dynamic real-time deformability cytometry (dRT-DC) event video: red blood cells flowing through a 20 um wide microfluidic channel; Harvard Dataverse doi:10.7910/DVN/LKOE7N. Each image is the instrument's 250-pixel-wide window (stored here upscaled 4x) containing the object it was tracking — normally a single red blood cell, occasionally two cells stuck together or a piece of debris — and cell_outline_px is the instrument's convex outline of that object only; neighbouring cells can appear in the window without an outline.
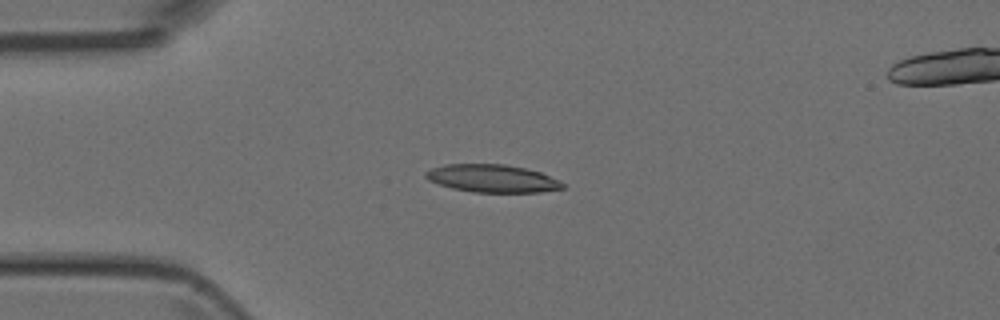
{"species": "Egyptian fruit bat (a non-hibernating species)", "species_latin": "Rousettus aegyptiacus", "temperature_condition": "room temperature", "stored_images_in_passage": 5, "camera_frame_rate_fps": 3000, "um_per_image_px": 0.085, "animal": {"sex": "female"}, "frame": {"image": 1, "passage_image": 2, "time_ms": 1.0, "image_size_px": [1000, 320], "cell_outline_px": [[564, 188], [540, 192], [472, 192], [452, 188], [428, 180], [424, 176], [424, 172], [432, 168], [444, 164], [504, 164], [524, 168], [540, 172], [560, 180], [564, 184]], "centroid_in_image_um": [41.83, 15.16], "position_along_channel_um": 43.2, "area_um2": 22.14}}
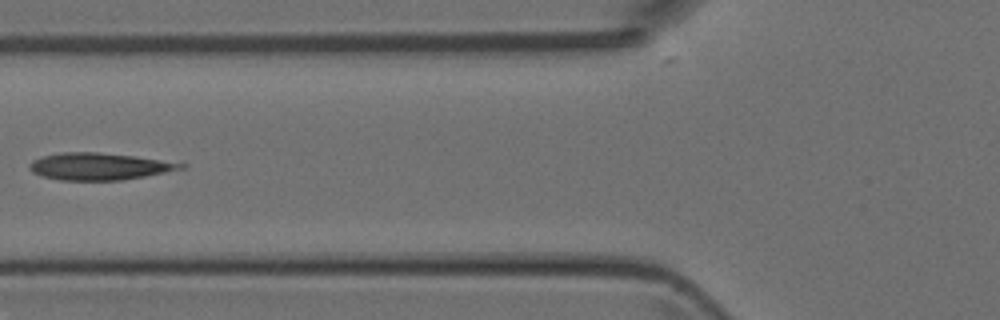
{"frame": {"image": 2, "passage_image": 4, "time_ms": 3.333, "image_size_px": [1000, 320], "cell_outline_px": [[188, 164], [184, 168], [124, 180], [60, 180], [44, 176], [32, 172], [28, 168], [28, 164], [32, 160], [44, 156], [60, 152], [96, 152], [132, 156]], "centroid_in_image_um": [8.38, 14.14], "position_along_channel_um": 117.4, "area_um2": 23.52}}
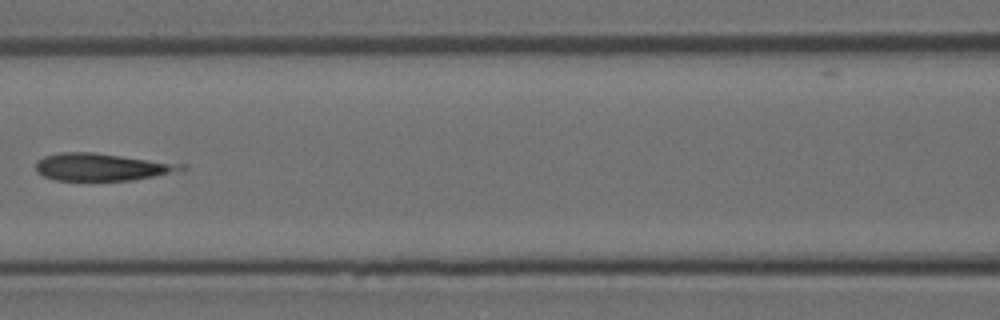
{"frame": {"image": 3, "passage_image": 5, "time_ms": 4.333, "image_size_px": [1000, 320], "cell_outline_px": [[188, 168], [152, 176], [132, 180], [56, 180], [44, 176], [36, 172], [36, 160], [44, 156], [60, 152], [92, 152], [188, 164]], "centroid_in_image_um": [8.62, 14.18], "position_along_channel_um": 158.0, "area_um2": 23.12}}